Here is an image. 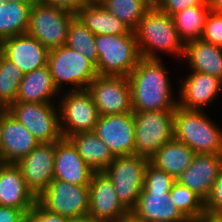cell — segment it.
Wrapping results in <instances>:
<instances>
[{
    "mask_svg": "<svg viewBox=\"0 0 222 222\" xmlns=\"http://www.w3.org/2000/svg\"><path fill=\"white\" fill-rule=\"evenodd\" d=\"M160 59L141 58L128 75L132 111H174L178 106L171 83Z\"/></svg>",
    "mask_w": 222,
    "mask_h": 222,
    "instance_id": "1",
    "label": "cell"
},
{
    "mask_svg": "<svg viewBox=\"0 0 222 222\" xmlns=\"http://www.w3.org/2000/svg\"><path fill=\"white\" fill-rule=\"evenodd\" d=\"M141 58L159 59L156 50L184 55V42L180 39L172 16L153 5L134 30Z\"/></svg>",
    "mask_w": 222,
    "mask_h": 222,
    "instance_id": "2",
    "label": "cell"
},
{
    "mask_svg": "<svg viewBox=\"0 0 222 222\" xmlns=\"http://www.w3.org/2000/svg\"><path fill=\"white\" fill-rule=\"evenodd\" d=\"M174 138L196 154H222V130L203 110H174Z\"/></svg>",
    "mask_w": 222,
    "mask_h": 222,
    "instance_id": "3",
    "label": "cell"
},
{
    "mask_svg": "<svg viewBox=\"0 0 222 222\" xmlns=\"http://www.w3.org/2000/svg\"><path fill=\"white\" fill-rule=\"evenodd\" d=\"M98 75L124 76L132 72L141 59L134 31L127 34L96 35Z\"/></svg>",
    "mask_w": 222,
    "mask_h": 222,
    "instance_id": "4",
    "label": "cell"
},
{
    "mask_svg": "<svg viewBox=\"0 0 222 222\" xmlns=\"http://www.w3.org/2000/svg\"><path fill=\"white\" fill-rule=\"evenodd\" d=\"M47 65L59 91L65 82L76 86L71 90L87 89L98 75L91 61L67 45L49 50Z\"/></svg>",
    "mask_w": 222,
    "mask_h": 222,
    "instance_id": "5",
    "label": "cell"
},
{
    "mask_svg": "<svg viewBox=\"0 0 222 222\" xmlns=\"http://www.w3.org/2000/svg\"><path fill=\"white\" fill-rule=\"evenodd\" d=\"M135 155L149 158L174 138V111H133Z\"/></svg>",
    "mask_w": 222,
    "mask_h": 222,
    "instance_id": "6",
    "label": "cell"
},
{
    "mask_svg": "<svg viewBox=\"0 0 222 222\" xmlns=\"http://www.w3.org/2000/svg\"><path fill=\"white\" fill-rule=\"evenodd\" d=\"M149 158L142 155L115 156L104 170L112 180L115 192L123 206L131 211L143 190L144 175Z\"/></svg>",
    "mask_w": 222,
    "mask_h": 222,
    "instance_id": "7",
    "label": "cell"
},
{
    "mask_svg": "<svg viewBox=\"0 0 222 222\" xmlns=\"http://www.w3.org/2000/svg\"><path fill=\"white\" fill-rule=\"evenodd\" d=\"M76 15L40 2L33 3L27 34L48 50L65 45L71 21Z\"/></svg>",
    "mask_w": 222,
    "mask_h": 222,
    "instance_id": "8",
    "label": "cell"
},
{
    "mask_svg": "<svg viewBox=\"0 0 222 222\" xmlns=\"http://www.w3.org/2000/svg\"><path fill=\"white\" fill-rule=\"evenodd\" d=\"M53 103L14 102L6 110L40 142H55L63 136L59 109Z\"/></svg>",
    "mask_w": 222,
    "mask_h": 222,
    "instance_id": "9",
    "label": "cell"
},
{
    "mask_svg": "<svg viewBox=\"0 0 222 222\" xmlns=\"http://www.w3.org/2000/svg\"><path fill=\"white\" fill-rule=\"evenodd\" d=\"M63 97L59 104L62 136L94 131L100 115L87 89L69 90Z\"/></svg>",
    "mask_w": 222,
    "mask_h": 222,
    "instance_id": "10",
    "label": "cell"
},
{
    "mask_svg": "<svg viewBox=\"0 0 222 222\" xmlns=\"http://www.w3.org/2000/svg\"><path fill=\"white\" fill-rule=\"evenodd\" d=\"M37 200L49 211L68 218L85 217L89 212V185L53 179Z\"/></svg>",
    "mask_w": 222,
    "mask_h": 222,
    "instance_id": "11",
    "label": "cell"
},
{
    "mask_svg": "<svg viewBox=\"0 0 222 222\" xmlns=\"http://www.w3.org/2000/svg\"><path fill=\"white\" fill-rule=\"evenodd\" d=\"M99 115L132 112L131 88L128 77L97 75L87 87Z\"/></svg>",
    "mask_w": 222,
    "mask_h": 222,
    "instance_id": "12",
    "label": "cell"
},
{
    "mask_svg": "<svg viewBox=\"0 0 222 222\" xmlns=\"http://www.w3.org/2000/svg\"><path fill=\"white\" fill-rule=\"evenodd\" d=\"M128 212L108 175L104 171L94 172L89 184L88 216L95 222H121Z\"/></svg>",
    "mask_w": 222,
    "mask_h": 222,
    "instance_id": "13",
    "label": "cell"
},
{
    "mask_svg": "<svg viewBox=\"0 0 222 222\" xmlns=\"http://www.w3.org/2000/svg\"><path fill=\"white\" fill-rule=\"evenodd\" d=\"M133 111L124 114L100 115L94 133L106 143L114 156L134 155Z\"/></svg>",
    "mask_w": 222,
    "mask_h": 222,
    "instance_id": "14",
    "label": "cell"
},
{
    "mask_svg": "<svg viewBox=\"0 0 222 222\" xmlns=\"http://www.w3.org/2000/svg\"><path fill=\"white\" fill-rule=\"evenodd\" d=\"M55 142L39 143L16 165L20 168L28 188L39 197L54 178Z\"/></svg>",
    "mask_w": 222,
    "mask_h": 222,
    "instance_id": "15",
    "label": "cell"
},
{
    "mask_svg": "<svg viewBox=\"0 0 222 222\" xmlns=\"http://www.w3.org/2000/svg\"><path fill=\"white\" fill-rule=\"evenodd\" d=\"M0 53L23 73H28L47 65L49 50L25 33L2 40Z\"/></svg>",
    "mask_w": 222,
    "mask_h": 222,
    "instance_id": "16",
    "label": "cell"
},
{
    "mask_svg": "<svg viewBox=\"0 0 222 222\" xmlns=\"http://www.w3.org/2000/svg\"><path fill=\"white\" fill-rule=\"evenodd\" d=\"M222 168V154H195L190 166L176 179L204 201Z\"/></svg>",
    "mask_w": 222,
    "mask_h": 222,
    "instance_id": "17",
    "label": "cell"
},
{
    "mask_svg": "<svg viewBox=\"0 0 222 222\" xmlns=\"http://www.w3.org/2000/svg\"><path fill=\"white\" fill-rule=\"evenodd\" d=\"M94 172L68 138L62 137L56 141L53 179L70 184L89 185Z\"/></svg>",
    "mask_w": 222,
    "mask_h": 222,
    "instance_id": "18",
    "label": "cell"
},
{
    "mask_svg": "<svg viewBox=\"0 0 222 222\" xmlns=\"http://www.w3.org/2000/svg\"><path fill=\"white\" fill-rule=\"evenodd\" d=\"M40 142L6 109L2 110L1 157L5 163L16 164Z\"/></svg>",
    "mask_w": 222,
    "mask_h": 222,
    "instance_id": "19",
    "label": "cell"
},
{
    "mask_svg": "<svg viewBox=\"0 0 222 222\" xmlns=\"http://www.w3.org/2000/svg\"><path fill=\"white\" fill-rule=\"evenodd\" d=\"M182 83L178 106L190 110H202L209 105L222 87V81L217 77L194 71Z\"/></svg>",
    "mask_w": 222,
    "mask_h": 222,
    "instance_id": "20",
    "label": "cell"
},
{
    "mask_svg": "<svg viewBox=\"0 0 222 222\" xmlns=\"http://www.w3.org/2000/svg\"><path fill=\"white\" fill-rule=\"evenodd\" d=\"M37 197L28 188L20 168L5 163L0 169V206L13 207L28 212Z\"/></svg>",
    "mask_w": 222,
    "mask_h": 222,
    "instance_id": "21",
    "label": "cell"
},
{
    "mask_svg": "<svg viewBox=\"0 0 222 222\" xmlns=\"http://www.w3.org/2000/svg\"><path fill=\"white\" fill-rule=\"evenodd\" d=\"M131 212L148 222H189L176 208L170 191H141Z\"/></svg>",
    "mask_w": 222,
    "mask_h": 222,
    "instance_id": "22",
    "label": "cell"
},
{
    "mask_svg": "<svg viewBox=\"0 0 222 222\" xmlns=\"http://www.w3.org/2000/svg\"><path fill=\"white\" fill-rule=\"evenodd\" d=\"M59 92L48 65L24 73L19 83L15 102L52 103L50 100Z\"/></svg>",
    "mask_w": 222,
    "mask_h": 222,
    "instance_id": "23",
    "label": "cell"
},
{
    "mask_svg": "<svg viewBox=\"0 0 222 222\" xmlns=\"http://www.w3.org/2000/svg\"><path fill=\"white\" fill-rule=\"evenodd\" d=\"M183 56L192 71L209 74L222 81V47L202 39L192 40L185 43Z\"/></svg>",
    "mask_w": 222,
    "mask_h": 222,
    "instance_id": "24",
    "label": "cell"
},
{
    "mask_svg": "<svg viewBox=\"0 0 222 222\" xmlns=\"http://www.w3.org/2000/svg\"><path fill=\"white\" fill-rule=\"evenodd\" d=\"M195 154L186 144L173 138L155 151L149 162L176 180L190 166Z\"/></svg>",
    "mask_w": 222,
    "mask_h": 222,
    "instance_id": "25",
    "label": "cell"
},
{
    "mask_svg": "<svg viewBox=\"0 0 222 222\" xmlns=\"http://www.w3.org/2000/svg\"><path fill=\"white\" fill-rule=\"evenodd\" d=\"M84 162L95 172L104 171L115 156L108 146L93 131L69 136Z\"/></svg>",
    "mask_w": 222,
    "mask_h": 222,
    "instance_id": "26",
    "label": "cell"
},
{
    "mask_svg": "<svg viewBox=\"0 0 222 222\" xmlns=\"http://www.w3.org/2000/svg\"><path fill=\"white\" fill-rule=\"evenodd\" d=\"M94 35L127 34L130 30L102 5L85 4L76 15Z\"/></svg>",
    "mask_w": 222,
    "mask_h": 222,
    "instance_id": "27",
    "label": "cell"
},
{
    "mask_svg": "<svg viewBox=\"0 0 222 222\" xmlns=\"http://www.w3.org/2000/svg\"><path fill=\"white\" fill-rule=\"evenodd\" d=\"M209 12L210 9L206 0L201 5L188 7L172 15L175 28L184 44L192 40L201 39Z\"/></svg>",
    "mask_w": 222,
    "mask_h": 222,
    "instance_id": "28",
    "label": "cell"
},
{
    "mask_svg": "<svg viewBox=\"0 0 222 222\" xmlns=\"http://www.w3.org/2000/svg\"><path fill=\"white\" fill-rule=\"evenodd\" d=\"M32 5L20 2L0 4V41L27 32Z\"/></svg>",
    "mask_w": 222,
    "mask_h": 222,
    "instance_id": "29",
    "label": "cell"
},
{
    "mask_svg": "<svg viewBox=\"0 0 222 222\" xmlns=\"http://www.w3.org/2000/svg\"><path fill=\"white\" fill-rule=\"evenodd\" d=\"M102 6L134 31L153 5L148 0H106Z\"/></svg>",
    "mask_w": 222,
    "mask_h": 222,
    "instance_id": "30",
    "label": "cell"
},
{
    "mask_svg": "<svg viewBox=\"0 0 222 222\" xmlns=\"http://www.w3.org/2000/svg\"><path fill=\"white\" fill-rule=\"evenodd\" d=\"M170 196L176 208L189 222H198L205 213V201L179 182L172 185Z\"/></svg>",
    "mask_w": 222,
    "mask_h": 222,
    "instance_id": "31",
    "label": "cell"
},
{
    "mask_svg": "<svg viewBox=\"0 0 222 222\" xmlns=\"http://www.w3.org/2000/svg\"><path fill=\"white\" fill-rule=\"evenodd\" d=\"M94 35L76 16L69 26L65 45L73 48L76 52L84 56L97 66L98 52Z\"/></svg>",
    "mask_w": 222,
    "mask_h": 222,
    "instance_id": "32",
    "label": "cell"
},
{
    "mask_svg": "<svg viewBox=\"0 0 222 222\" xmlns=\"http://www.w3.org/2000/svg\"><path fill=\"white\" fill-rule=\"evenodd\" d=\"M24 73L0 53V106L7 109L16 101Z\"/></svg>",
    "mask_w": 222,
    "mask_h": 222,
    "instance_id": "33",
    "label": "cell"
},
{
    "mask_svg": "<svg viewBox=\"0 0 222 222\" xmlns=\"http://www.w3.org/2000/svg\"><path fill=\"white\" fill-rule=\"evenodd\" d=\"M176 180L165 171L147 163L142 191H171Z\"/></svg>",
    "mask_w": 222,
    "mask_h": 222,
    "instance_id": "34",
    "label": "cell"
},
{
    "mask_svg": "<svg viewBox=\"0 0 222 222\" xmlns=\"http://www.w3.org/2000/svg\"><path fill=\"white\" fill-rule=\"evenodd\" d=\"M201 39L222 47V13L209 12Z\"/></svg>",
    "mask_w": 222,
    "mask_h": 222,
    "instance_id": "35",
    "label": "cell"
},
{
    "mask_svg": "<svg viewBox=\"0 0 222 222\" xmlns=\"http://www.w3.org/2000/svg\"><path fill=\"white\" fill-rule=\"evenodd\" d=\"M69 218L45 208L38 200L26 214V222H68Z\"/></svg>",
    "mask_w": 222,
    "mask_h": 222,
    "instance_id": "36",
    "label": "cell"
},
{
    "mask_svg": "<svg viewBox=\"0 0 222 222\" xmlns=\"http://www.w3.org/2000/svg\"><path fill=\"white\" fill-rule=\"evenodd\" d=\"M205 213L222 214V168L205 201Z\"/></svg>",
    "mask_w": 222,
    "mask_h": 222,
    "instance_id": "37",
    "label": "cell"
},
{
    "mask_svg": "<svg viewBox=\"0 0 222 222\" xmlns=\"http://www.w3.org/2000/svg\"><path fill=\"white\" fill-rule=\"evenodd\" d=\"M206 0H160L156 6L166 14L172 16L188 7L201 5Z\"/></svg>",
    "mask_w": 222,
    "mask_h": 222,
    "instance_id": "38",
    "label": "cell"
},
{
    "mask_svg": "<svg viewBox=\"0 0 222 222\" xmlns=\"http://www.w3.org/2000/svg\"><path fill=\"white\" fill-rule=\"evenodd\" d=\"M37 2L54 6L66 12L77 15L85 5L83 0H36Z\"/></svg>",
    "mask_w": 222,
    "mask_h": 222,
    "instance_id": "39",
    "label": "cell"
},
{
    "mask_svg": "<svg viewBox=\"0 0 222 222\" xmlns=\"http://www.w3.org/2000/svg\"><path fill=\"white\" fill-rule=\"evenodd\" d=\"M26 214L24 210L0 206V222H26Z\"/></svg>",
    "mask_w": 222,
    "mask_h": 222,
    "instance_id": "40",
    "label": "cell"
},
{
    "mask_svg": "<svg viewBox=\"0 0 222 222\" xmlns=\"http://www.w3.org/2000/svg\"><path fill=\"white\" fill-rule=\"evenodd\" d=\"M211 12L222 13V0H207Z\"/></svg>",
    "mask_w": 222,
    "mask_h": 222,
    "instance_id": "41",
    "label": "cell"
},
{
    "mask_svg": "<svg viewBox=\"0 0 222 222\" xmlns=\"http://www.w3.org/2000/svg\"><path fill=\"white\" fill-rule=\"evenodd\" d=\"M198 222H222V214L206 213Z\"/></svg>",
    "mask_w": 222,
    "mask_h": 222,
    "instance_id": "42",
    "label": "cell"
},
{
    "mask_svg": "<svg viewBox=\"0 0 222 222\" xmlns=\"http://www.w3.org/2000/svg\"><path fill=\"white\" fill-rule=\"evenodd\" d=\"M121 222H148V221L136 216L131 211H129L128 214L122 219Z\"/></svg>",
    "mask_w": 222,
    "mask_h": 222,
    "instance_id": "43",
    "label": "cell"
},
{
    "mask_svg": "<svg viewBox=\"0 0 222 222\" xmlns=\"http://www.w3.org/2000/svg\"><path fill=\"white\" fill-rule=\"evenodd\" d=\"M68 222H95V221L87 215L85 217L69 218Z\"/></svg>",
    "mask_w": 222,
    "mask_h": 222,
    "instance_id": "44",
    "label": "cell"
},
{
    "mask_svg": "<svg viewBox=\"0 0 222 222\" xmlns=\"http://www.w3.org/2000/svg\"><path fill=\"white\" fill-rule=\"evenodd\" d=\"M87 5H103L106 0H83Z\"/></svg>",
    "mask_w": 222,
    "mask_h": 222,
    "instance_id": "45",
    "label": "cell"
},
{
    "mask_svg": "<svg viewBox=\"0 0 222 222\" xmlns=\"http://www.w3.org/2000/svg\"><path fill=\"white\" fill-rule=\"evenodd\" d=\"M4 3H12V2H20V3H27V4H33L36 2V0H2Z\"/></svg>",
    "mask_w": 222,
    "mask_h": 222,
    "instance_id": "46",
    "label": "cell"
},
{
    "mask_svg": "<svg viewBox=\"0 0 222 222\" xmlns=\"http://www.w3.org/2000/svg\"><path fill=\"white\" fill-rule=\"evenodd\" d=\"M1 144H2V111L0 113V157H1Z\"/></svg>",
    "mask_w": 222,
    "mask_h": 222,
    "instance_id": "47",
    "label": "cell"
},
{
    "mask_svg": "<svg viewBox=\"0 0 222 222\" xmlns=\"http://www.w3.org/2000/svg\"><path fill=\"white\" fill-rule=\"evenodd\" d=\"M5 161L3 160L2 157H0V169L4 166Z\"/></svg>",
    "mask_w": 222,
    "mask_h": 222,
    "instance_id": "48",
    "label": "cell"
},
{
    "mask_svg": "<svg viewBox=\"0 0 222 222\" xmlns=\"http://www.w3.org/2000/svg\"><path fill=\"white\" fill-rule=\"evenodd\" d=\"M152 5H156L160 0H148Z\"/></svg>",
    "mask_w": 222,
    "mask_h": 222,
    "instance_id": "49",
    "label": "cell"
}]
</instances>
